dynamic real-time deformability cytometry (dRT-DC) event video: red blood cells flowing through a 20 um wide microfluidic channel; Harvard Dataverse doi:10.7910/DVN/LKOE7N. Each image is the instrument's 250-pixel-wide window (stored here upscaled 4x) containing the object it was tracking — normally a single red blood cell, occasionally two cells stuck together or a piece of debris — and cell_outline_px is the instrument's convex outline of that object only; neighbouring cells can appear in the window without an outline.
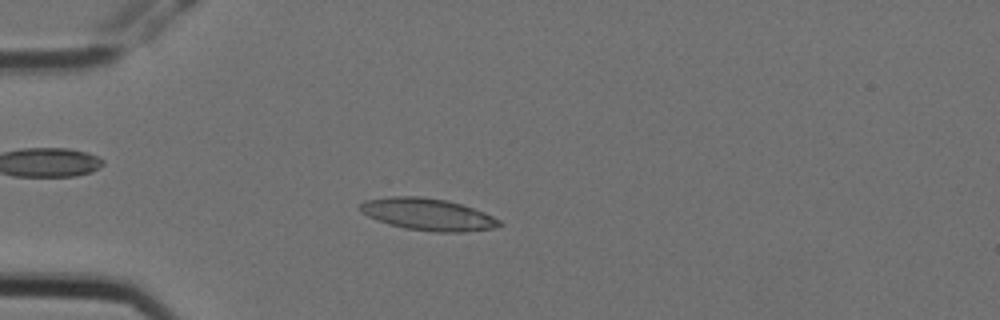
{"species": "Egyptian fruit bat (a non-hibernating species)", "species_latin": "Rousettus aegyptiacus", "temperature_condition": "cold", "stored_images_in_passage": 6, "camera_frame_rate_fps": 3000, "um_per_image_px": 0.085, "animal": {"sex": "female"}, "frame": {"image": 1, "passage_image": 6, "time_ms": 1.667, "image_size_px": [1000, 320], "cell_outline_px": [[504, 224], [496, 228], [464, 232], [436, 232], [404, 228], [388, 224], [376, 220], [360, 212], [360, 204], [364, 200], [388, 196], [416, 196], [448, 200], [484, 212], [500, 220]], "centroid_in_image_um": [36.36, 18.22], "position_along_channel_um": 48.6, "area_um2": 26.13}}